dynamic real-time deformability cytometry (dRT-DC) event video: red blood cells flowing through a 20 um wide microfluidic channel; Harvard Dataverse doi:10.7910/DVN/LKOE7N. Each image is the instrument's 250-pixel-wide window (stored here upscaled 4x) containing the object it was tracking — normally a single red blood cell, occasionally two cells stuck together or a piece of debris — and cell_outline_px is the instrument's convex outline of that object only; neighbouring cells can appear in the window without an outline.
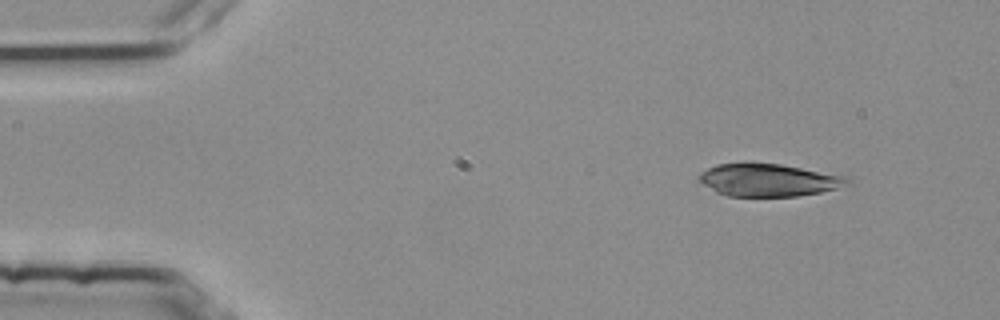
{"species": "common noctule bat (a hibernating species)", "species_latin": "Nyctalus noctula", "temperature_condition": "room temperature", "stored_images_in_passage": 48, "camera_frame_rate_fps": 3000, "um_per_image_px": 0.085, "animal": {"sex": "female", "body_mass_g": 25.1}, "frame": {"image": 1, "passage_image": 1, "time_ms": 0.0, "image_size_px": [1000, 320], "cell_outline_px": [[852, 180], [848, 184], [836, 188], [820, 192], [796, 196], [728, 196], [716, 192], [696, 180], [700, 172], [716, 164], [744, 160], [780, 164], [848, 176]], "centroid_in_image_um": [65.26, 15.26], "position_along_channel_um": 19.7, "area_um2": 28.9}}
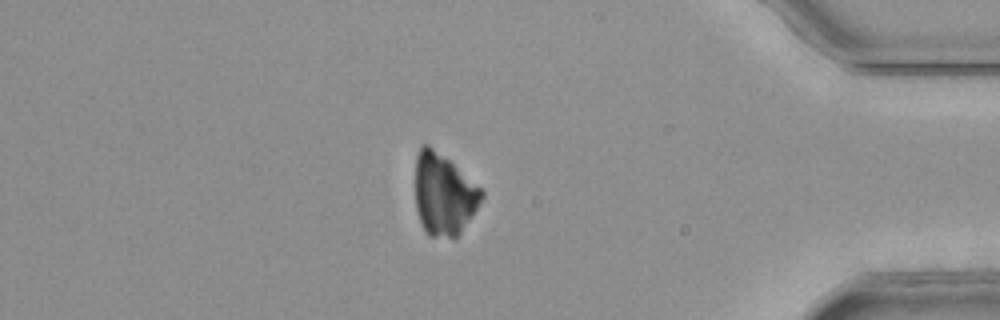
{"frame": {"image": 2, "passage_image": 41, "time_ms": 13.333, "image_size_px": [1000, 320], "cell_outline_px": [[484, 196], [472, 216], [460, 232], [456, 236], [428, 236], [424, 232], [416, 208], [416, 156], [420, 148], [424, 144], [428, 144], [448, 160], [480, 188], [484, 192]], "centroid_in_image_um": [37.7, 16.53], "position_along_channel_um": 397.5, "area_um2": 30.81}}
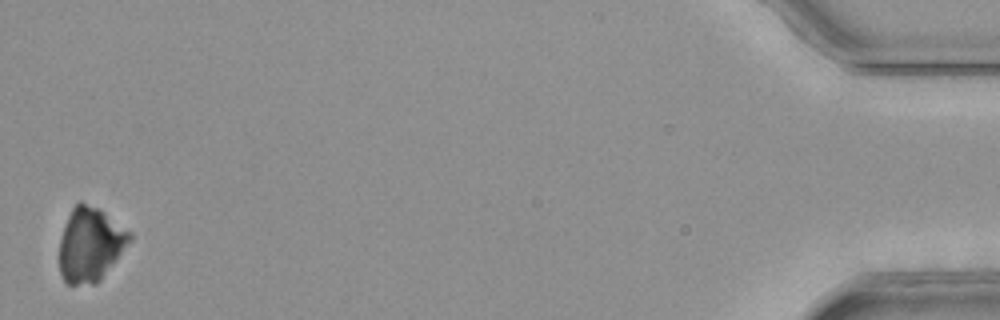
{"frame": {"image": 3, "passage_image": 48, "time_ms": 15.667, "image_size_px": [1000, 320], "cell_outline_px": [[132, 240], [100, 280], [96, 284], [68, 284], [64, 280], [60, 272], [60, 240], [68, 216], [72, 208], [80, 200], [100, 208], [132, 232]], "centroid_in_image_um": [7.7, 20.75], "position_along_channel_um": 427.5, "area_um2": 30.4}}